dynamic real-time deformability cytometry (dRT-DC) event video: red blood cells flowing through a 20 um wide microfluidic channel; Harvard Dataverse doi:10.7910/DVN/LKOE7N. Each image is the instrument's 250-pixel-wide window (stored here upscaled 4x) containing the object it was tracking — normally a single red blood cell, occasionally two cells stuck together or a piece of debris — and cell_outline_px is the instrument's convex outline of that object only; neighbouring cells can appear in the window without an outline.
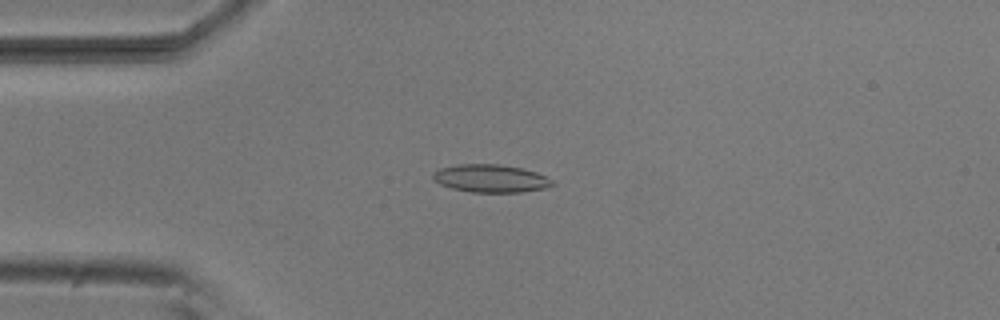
{"species": "common noctule bat (a hibernating species)", "species_latin": "Nyctalus noctula", "temperature_condition": "room temperature", "stored_images_in_passage": 41, "camera_frame_rate_fps": 3000, "um_per_image_px": 0.085, "animal": {"sex": "male", "body_mass_g": 20.5, "forearm_length_mm": 52.5}, "frame": {"image": 1, "passage_image": 3, "time_ms": 0.667, "image_size_px": [1000, 320], "cell_outline_px": [[556, 184], [544, 188], [520, 192], [472, 192], [452, 188], [440, 184], [432, 176], [432, 172], [440, 168], [456, 164], [500, 164], [520, 168], [536, 172], [552, 180]], "centroid_in_image_um": [41.69, 15.16], "position_along_channel_um": 43.3, "area_um2": 19.25}}
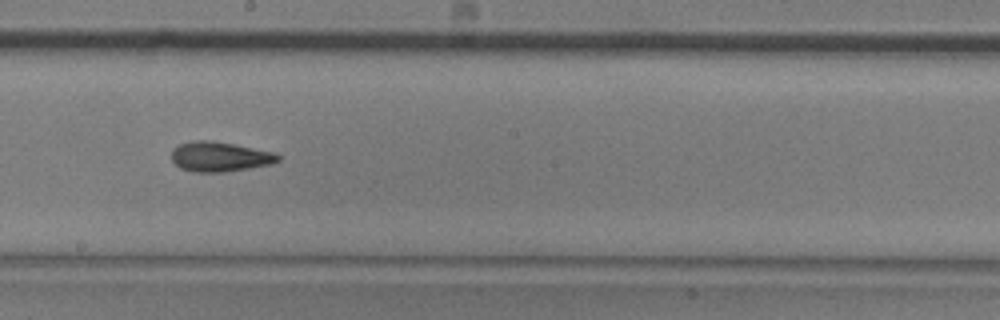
{"frame": {"image": 2, "passage_image": 19, "time_ms": 6.0, "image_size_px": [1000, 320], "cell_outline_px": [[280, 160], [272, 164], [224, 172], [192, 172], [180, 168], [172, 160], [172, 148], [180, 144], [192, 140], [212, 140], [276, 152], [280, 156]], "centroid_in_image_um": [18.68, 13.31], "position_along_channel_um": 229.5, "area_um2": 18.67}}
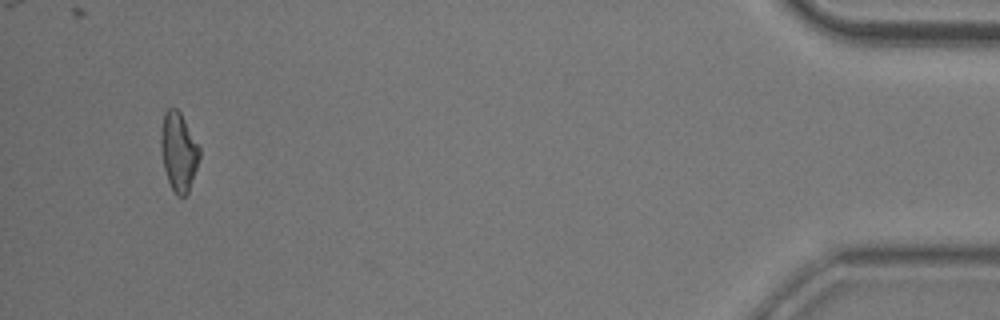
{"frame": {"image": 3, "passage_image": 40, "time_ms": 13.0, "image_size_px": [1000, 320], "cell_outline_px": [[200, 156], [188, 192], [184, 196], [176, 196], [168, 180], [164, 168], [160, 148], [160, 132], [164, 112], [168, 108], [176, 108], [180, 112], [200, 148]], "centroid_in_image_um": [15.16, 12.87], "position_along_channel_um": 420.0, "area_um2": 17.57}}